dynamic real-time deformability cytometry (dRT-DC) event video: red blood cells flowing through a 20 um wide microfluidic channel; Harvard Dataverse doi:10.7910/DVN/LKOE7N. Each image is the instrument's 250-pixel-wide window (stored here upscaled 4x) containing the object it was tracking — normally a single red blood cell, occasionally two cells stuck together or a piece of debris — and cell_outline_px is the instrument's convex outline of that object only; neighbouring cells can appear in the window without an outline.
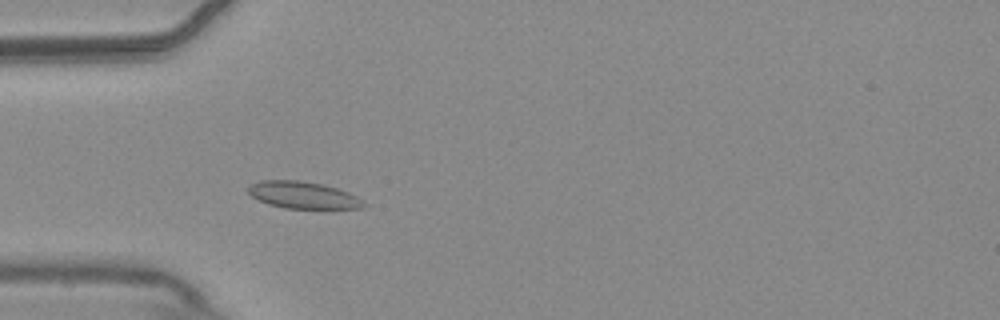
{"species": "common noctule bat (a hibernating species)", "species_latin": "Nyctalus noctula", "temperature_condition": "warm", "stored_images_in_passage": 45, "camera_frame_rate_fps": 3000, "um_per_image_px": 0.085, "animal": {"sex": "male", "body_mass_g": 20.4}, "frame": {"image": 1, "passage_image": 6, "time_ms": 1.667, "image_size_px": [1000, 320], "cell_outline_px": [[368, 204], [364, 208], [284, 208], [268, 204], [256, 200], [248, 192], [248, 188], [252, 184], [260, 180], [296, 180], [320, 184], [336, 188], [348, 192], [356, 196]], "centroid_in_image_um": [25.75, 16.59], "position_along_channel_um": 59.3, "area_um2": 18.03}}
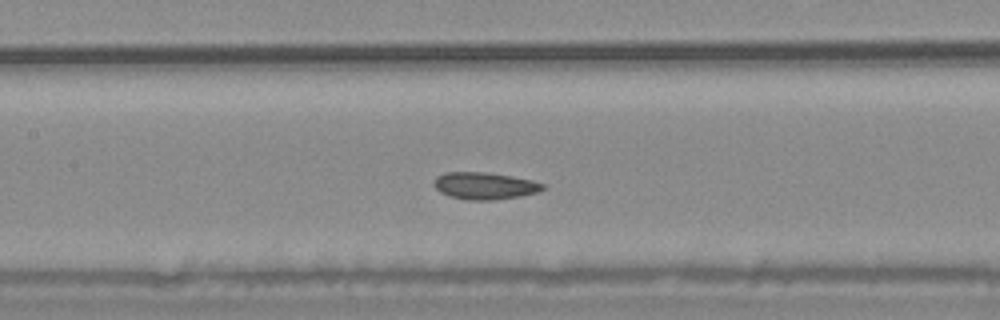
{"frame": {"image": 2, "passage_image": 15, "time_ms": 4.667, "image_size_px": [1000, 320], "cell_outline_px": [[548, 188], [536, 192], [520, 196], [492, 200], [468, 200], [448, 196], [440, 192], [432, 184], [436, 176], [444, 172], [484, 172], [512, 176], [532, 180], [548, 184]], "centroid_in_image_um": [41.21, 15.79], "position_along_channel_um": 166.2, "area_um2": 17.4}}
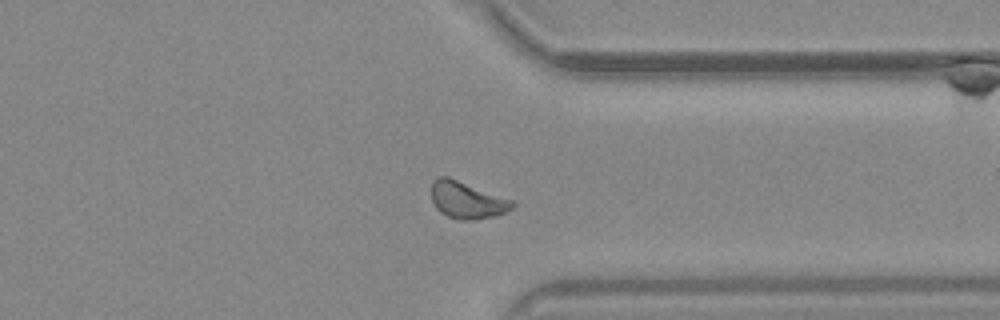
{"frame": {"image": 3, "passage_image": 32, "time_ms": 10.333, "image_size_px": [1000, 320], "cell_outline_px": [[516, 204], [512, 208], [496, 216], [472, 220], [460, 220], [448, 216], [440, 212], [436, 208], [432, 200], [432, 180], [436, 176], [448, 176], [512, 200]], "centroid_in_image_um": [39.67, 17.0], "position_along_channel_um": 371.7, "area_um2": 17.4}}